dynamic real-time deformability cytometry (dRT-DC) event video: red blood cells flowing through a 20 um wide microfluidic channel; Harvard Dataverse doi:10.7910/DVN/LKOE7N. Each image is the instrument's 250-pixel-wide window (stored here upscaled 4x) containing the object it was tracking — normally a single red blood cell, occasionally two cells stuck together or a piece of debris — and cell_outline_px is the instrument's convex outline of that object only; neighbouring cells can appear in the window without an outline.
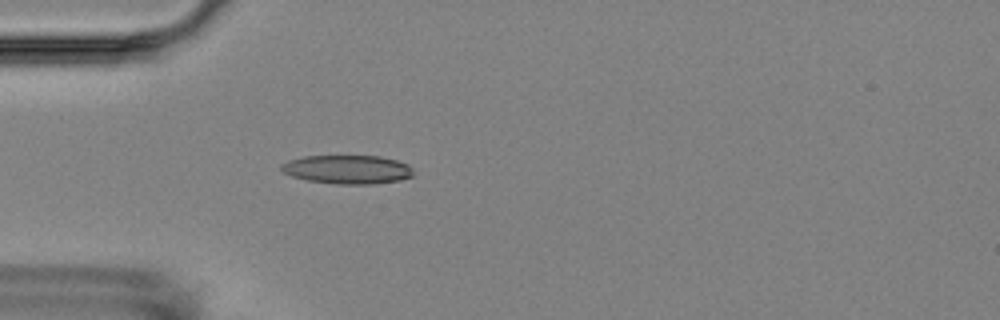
{"species": "Egyptian fruit bat (a non-hibernating species)", "species_latin": "Rousettus aegyptiacus", "temperature_condition": "room temperature", "stored_images_in_passage": 3, "camera_frame_rate_fps": 3000, "um_per_image_px": 0.085, "animal": {"sex": "female"}, "frame": {"image": 1, "passage_image": 3, "time_ms": 3.333, "image_size_px": [1000, 320], "cell_outline_px": [[416, 176], [400, 180], [376, 184], [336, 184], [308, 180], [292, 176], [284, 172], [280, 168], [280, 164], [288, 160], [304, 156], [380, 156], [396, 160], [408, 164], [412, 168]], "centroid_in_image_um": [29.57, 14.4], "position_along_channel_um": 55.4, "area_um2": 22.31}}